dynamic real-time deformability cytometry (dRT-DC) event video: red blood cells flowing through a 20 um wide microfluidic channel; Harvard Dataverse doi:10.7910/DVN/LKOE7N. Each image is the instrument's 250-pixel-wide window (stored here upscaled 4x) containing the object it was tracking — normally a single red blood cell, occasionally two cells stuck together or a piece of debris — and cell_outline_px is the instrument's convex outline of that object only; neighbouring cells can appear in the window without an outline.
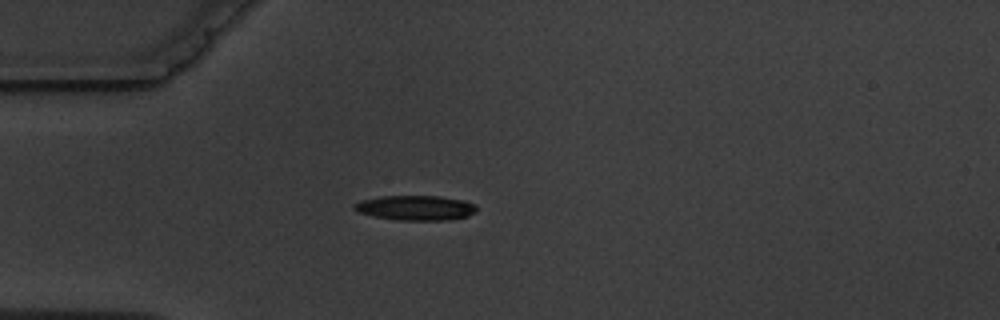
{"species": "common noctule bat (a hibernating species)", "species_latin": "Nyctalus noctula", "temperature_condition": "warm", "stored_images_in_passage": 4, "camera_frame_rate_fps": 3000, "um_per_image_px": 0.085, "animal": {"sex": "male", "body_mass_g": 19.5, "forearm_length_mm": 54.6}, "frame": {"image": 1, "passage_image": 3, "time_ms": 3.333, "image_size_px": [1000, 320], "cell_outline_px": [[476, 212], [468, 216], [448, 220], [400, 220], [376, 216], [356, 212], [352, 208], [352, 204], [364, 200], [380, 196], [440, 196], [464, 200], [476, 204]], "centroid_in_image_um": [35.34, 17.66], "position_along_channel_um": 49.7, "area_um2": 17.74}}